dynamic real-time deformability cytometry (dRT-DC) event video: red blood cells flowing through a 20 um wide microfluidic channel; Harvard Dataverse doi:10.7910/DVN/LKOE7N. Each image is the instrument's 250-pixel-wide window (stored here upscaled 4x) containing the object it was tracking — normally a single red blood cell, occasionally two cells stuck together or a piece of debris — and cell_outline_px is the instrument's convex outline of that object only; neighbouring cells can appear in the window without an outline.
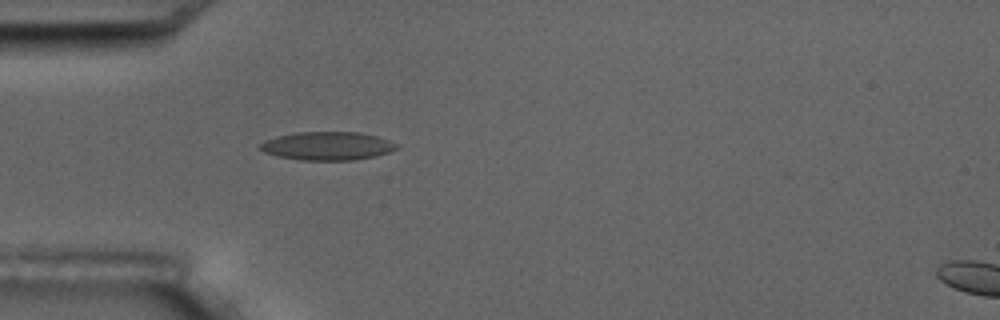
{"species": "common noctule bat (a hibernating species)", "species_latin": "Nyctalus noctula", "temperature_condition": "room temperature", "stored_images_in_passage": 4, "camera_frame_rate_fps": 3000, "um_per_image_px": 0.085, "animal": {"sex": "male", "body_mass_g": 17.5, "forearm_length_mm": 52.3}, "frame": {"image": 1, "passage_image": 4, "time_ms": 4.333, "image_size_px": [1000, 320], "cell_outline_px": [[400, 148], [376, 156], [352, 160], [300, 160], [276, 156], [264, 152], [260, 148], [260, 144], [264, 140], [276, 136], [296, 132], [360, 132], [376, 136], [400, 144]], "centroid_in_image_um": [27.84, 12.4], "position_along_channel_um": 57.2, "area_um2": 22.72}}